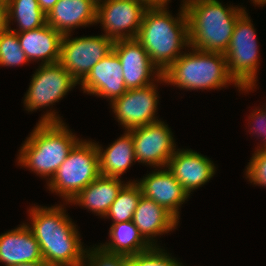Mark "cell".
<instances>
[{"mask_svg":"<svg viewBox=\"0 0 266 266\" xmlns=\"http://www.w3.org/2000/svg\"><path fill=\"white\" fill-rule=\"evenodd\" d=\"M95 144L98 149L100 175L121 178L133 161L136 162L134 143L128 130H125L124 135L116 139L106 150L98 143Z\"/></svg>","mask_w":266,"mask_h":266,"instance_id":"obj_22","label":"cell"},{"mask_svg":"<svg viewBox=\"0 0 266 266\" xmlns=\"http://www.w3.org/2000/svg\"><path fill=\"white\" fill-rule=\"evenodd\" d=\"M126 183L121 188L105 216L112 219V224L132 221L134 212L142 196L141 188L136 181H128Z\"/></svg>","mask_w":266,"mask_h":266,"instance_id":"obj_25","label":"cell"},{"mask_svg":"<svg viewBox=\"0 0 266 266\" xmlns=\"http://www.w3.org/2000/svg\"><path fill=\"white\" fill-rule=\"evenodd\" d=\"M8 29L21 33L44 26L46 14L40 9L37 0H7ZM15 19V20H14ZM16 21L19 30L11 29V21Z\"/></svg>","mask_w":266,"mask_h":266,"instance_id":"obj_24","label":"cell"},{"mask_svg":"<svg viewBox=\"0 0 266 266\" xmlns=\"http://www.w3.org/2000/svg\"><path fill=\"white\" fill-rule=\"evenodd\" d=\"M11 266H49L44 260L30 263H19Z\"/></svg>","mask_w":266,"mask_h":266,"instance_id":"obj_34","label":"cell"},{"mask_svg":"<svg viewBox=\"0 0 266 266\" xmlns=\"http://www.w3.org/2000/svg\"><path fill=\"white\" fill-rule=\"evenodd\" d=\"M69 36L71 33L63 36L59 63L80 83L93 66L113 50L114 41L104 34L79 38Z\"/></svg>","mask_w":266,"mask_h":266,"instance_id":"obj_8","label":"cell"},{"mask_svg":"<svg viewBox=\"0 0 266 266\" xmlns=\"http://www.w3.org/2000/svg\"><path fill=\"white\" fill-rule=\"evenodd\" d=\"M61 205L32 206L31 225L43 260L49 266H85V252L78 229Z\"/></svg>","mask_w":266,"mask_h":266,"instance_id":"obj_1","label":"cell"},{"mask_svg":"<svg viewBox=\"0 0 266 266\" xmlns=\"http://www.w3.org/2000/svg\"><path fill=\"white\" fill-rule=\"evenodd\" d=\"M183 5L188 20L189 48L225 54L235 23L246 8L232 5L226 8L219 0H188Z\"/></svg>","mask_w":266,"mask_h":266,"instance_id":"obj_4","label":"cell"},{"mask_svg":"<svg viewBox=\"0 0 266 266\" xmlns=\"http://www.w3.org/2000/svg\"><path fill=\"white\" fill-rule=\"evenodd\" d=\"M99 175V156L95 142L80 139L51 180L47 181V186L68 204Z\"/></svg>","mask_w":266,"mask_h":266,"instance_id":"obj_6","label":"cell"},{"mask_svg":"<svg viewBox=\"0 0 266 266\" xmlns=\"http://www.w3.org/2000/svg\"><path fill=\"white\" fill-rule=\"evenodd\" d=\"M148 7L142 0H108L97 6L96 24L113 41L136 39Z\"/></svg>","mask_w":266,"mask_h":266,"instance_id":"obj_10","label":"cell"},{"mask_svg":"<svg viewBox=\"0 0 266 266\" xmlns=\"http://www.w3.org/2000/svg\"><path fill=\"white\" fill-rule=\"evenodd\" d=\"M253 1L252 3H254L255 5H260V6H264L266 4V0H251Z\"/></svg>","mask_w":266,"mask_h":266,"instance_id":"obj_35","label":"cell"},{"mask_svg":"<svg viewBox=\"0 0 266 266\" xmlns=\"http://www.w3.org/2000/svg\"><path fill=\"white\" fill-rule=\"evenodd\" d=\"M181 5L176 18L167 10V5L149 6L136 37L160 73L183 54L182 48L189 47L188 20Z\"/></svg>","mask_w":266,"mask_h":266,"instance_id":"obj_3","label":"cell"},{"mask_svg":"<svg viewBox=\"0 0 266 266\" xmlns=\"http://www.w3.org/2000/svg\"><path fill=\"white\" fill-rule=\"evenodd\" d=\"M28 62L17 33L8 28L0 31V66H20Z\"/></svg>","mask_w":266,"mask_h":266,"instance_id":"obj_26","label":"cell"},{"mask_svg":"<svg viewBox=\"0 0 266 266\" xmlns=\"http://www.w3.org/2000/svg\"><path fill=\"white\" fill-rule=\"evenodd\" d=\"M88 249L85 252V266H124L126 264L127 256L108 252L100 245Z\"/></svg>","mask_w":266,"mask_h":266,"instance_id":"obj_28","label":"cell"},{"mask_svg":"<svg viewBox=\"0 0 266 266\" xmlns=\"http://www.w3.org/2000/svg\"><path fill=\"white\" fill-rule=\"evenodd\" d=\"M113 50L120 60L127 90L148 86L154 83V79L165 82L162 73L151 63L147 51L137 39L114 41Z\"/></svg>","mask_w":266,"mask_h":266,"instance_id":"obj_13","label":"cell"},{"mask_svg":"<svg viewBox=\"0 0 266 266\" xmlns=\"http://www.w3.org/2000/svg\"><path fill=\"white\" fill-rule=\"evenodd\" d=\"M246 178L253 185L266 187V150H256L246 167Z\"/></svg>","mask_w":266,"mask_h":266,"instance_id":"obj_29","label":"cell"},{"mask_svg":"<svg viewBox=\"0 0 266 266\" xmlns=\"http://www.w3.org/2000/svg\"><path fill=\"white\" fill-rule=\"evenodd\" d=\"M167 168L189 195L209 182L216 173V168L208 157L190 149H177Z\"/></svg>","mask_w":266,"mask_h":266,"instance_id":"obj_16","label":"cell"},{"mask_svg":"<svg viewBox=\"0 0 266 266\" xmlns=\"http://www.w3.org/2000/svg\"><path fill=\"white\" fill-rule=\"evenodd\" d=\"M258 54L256 30L245 11L235 23L229 47L224 54L230 76L243 91H252L256 87L260 63Z\"/></svg>","mask_w":266,"mask_h":266,"instance_id":"obj_7","label":"cell"},{"mask_svg":"<svg viewBox=\"0 0 266 266\" xmlns=\"http://www.w3.org/2000/svg\"><path fill=\"white\" fill-rule=\"evenodd\" d=\"M136 182L139 184L144 197L154 200L179 221V207L190 195L167 167L160 168L158 171L156 169Z\"/></svg>","mask_w":266,"mask_h":266,"instance_id":"obj_15","label":"cell"},{"mask_svg":"<svg viewBox=\"0 0 266 266\" xmlns=\"http://www.w3.org/2000/svg\"><path fill=\"white\" fill-rule=\"evenodd\" d=\"M40 9L47 15L58 0H37Z\"/></svg>","mask_w":266,"mask_h":266,"instance_id":"obj_32","label":"cell"},{"mask_svg":"<svg viewBox=\"0 0 266 266\" xmlns=\"http://www.w3.org/2000/svg\"><path fill=\"white\" fill-rule=\"evenodd\" d=\"M96 6H99L100 4H103L104 2L108 0H91Z\"/></svg>","mask_w":266,"mask_h":266,"instance_id":"obj_36","label":"cell"},{"mask_svg":"<svg viewBox=\"0 0 266 266\" xmlns=\"http://www.w3.org/2000/svg\"><path fill=\"white\" fill-rule=\"evenodd\" d=\"M8 28L7 0H0V31Z\"/></svg>","mask_w":266,"mask_h":266,"instance_id":"obj_31","label":"cell"},{"mask_svg":"<svg viewBox=\"0 0 266 266\" xmlns=\"http://www.w3.org/2000/svg\"><path fill=\"white\" fill-rule=\"evenodd\" d=\"M43 261L39 243L27 224L0 235V262L5 266Z\"/></svg>","mask_w":266,"mask_h":266,"instance_id":"obj_17","label":"cell"},{"mask_svg":"<svg viewBox=\"0 0 266 266\" xmlns=\"http://www.w3.org/2000/svg\"><path fill=\"white\" fill-rule=\"evenodd\" d=\"M126 263L129 266H184L159 246L128 256Z\"/></svg>","mask_w":266,"mask_h":266,"instance_id":"obj_27","label":"cell"},{"mask_svg":"<svg viewBox=\"0 0 266 266\" xmlns=\"http://www.w3.org/2000/svg\"><path fill=\"white\" fill-rule=\"evenodd\" d=\"M97 6L91 0H58L46 15V23L62 33L96 23Z\"/></svg>","mask_w":266,"mask_h":266,"instance_id":"obj_18","label":"cell"},{"mask_svg":"<svg viewBox=\"0 0 266 266\" xmlns=\"http://www.w3.org/2000/svg\"><path fill=\"white\" fill-rule=\"evenodd\" d=\"M132 222L151 246H157L154 237L176 229L179 223L164 207L143 195L138 202Z\"/></svg>","mask_w":266,"mask_h":266,"instance_id":"obj_19","label":"cell"},{"mask_svg":"<svg viewBox=\"0 0 266 266\" xmlns=\"http://www.w3.org/2000/svg\"><path fill=\"white\" fill-rule=\"evenodd\" d=\"M156 84L127 90L110 105L117 121L125 130L158 122L155 117L158 105Z\"/></svg>","mask_w":266,"mask_h":266,"instance_id":"obj_12","label":"cell"},{"mask_svg":"<svg viewBox=\"0 0 266 266\" xmlns=\"http://www.w3.org/2000/svg\"><path fill=\"white\" fill-rule=\"evenodd\" d=\"M79 84L84 93L107 98L110 103L122 96L127 89L122 66L114 50L97 62Z\"/></svg>","mask_w":266,"mask_h":266,"instance_id":"obj_14","label":"cell"},{"mask_svg":"<svg viewBox=\"0 0 266 266\" xmlns=\"http://www.w3.org/2000/svg\"><path fill=\"white\" fill-rule=\"evenodd\" d=\"M34 73L23 102L30 112L52 106L79 84L59 62L40 64Z\"/></svg>","mask_w":266,"mask_h":266,"instance_id":"obj_9","label":"cell"},{"mask_svg":"<svg viewBox=\"0 0 266 266\" xmlns=\"http://www.w3.org/2000/svg\"><path fill=\"white\" fill-rule=\"evenodd\" d=\"M182 54L163 73L165 82L176 87L197 89H220L234 84L239 91L243 89L234 81L228 72L226 57L223 53L205 52L190 48Z\"/></svg>","mask_w":266,"mask_h":266,"instance_id":"obj_5","label":"cell"},{"mask_svg":"<svg viewBox=\"0 0 266 266\" xmlns=\"http://www.w3.org/2000/svg\"><path fill=\"white\" fill-rule=\"evenodd\" d=\"M46 112L22 144L18 164L51 180L69 152L79 141L55 110Z\"/></svg>","mask_w":266,"mask_h":266,"instance_id":"obj_2","label":"cell"},{"mask_svg":"<svg viewBox=\"0 0 266 266\" xmlns=\"http://www.w3.org/2000/svg\"><path fill=\"white\" fill-rule=\"evenodd\" d=\"M146 2L149 6H158V5H168L170 0H142Z\"/></svg>","mask_w":266,"mask_h":266,"instance_id":"obj_33","label":"cell"},{"mask_svg":"<svg viewBox=\"0 0 266 266\" xmlns=\"http://www.w3.org/2000/svg\"><path fill=\"white\" fill-rule=\"evenodd\" d=\"M19 44L28 60L41 64L59 62L63 34L45 24L42 27L17 33Z\"/></svg>","mask_w":266,"mask_h":266,"instance_id":"obj_20","label":"cell"},{"mask_svg":"<svg viewBox=\"0 0 266 266\" xmlns=\"http://www.w3.org/2000/svg\"><path fill=\"white\" fill-rule=\"evenodd\" d=\"M133 139L135 158L138 163L157 167L167 164L177 150L173 133L168 124L158 122L128 130Z\"/></svg>","mask_w":266,"mask_h":266,"instance_id":"obj_11","label":"cell"},{"mask_svg":"<svg viewBox=\"0 0 266 266\" xmlns=\"http://www.w3.org/2000/svg\"><path fill=\"white\" fill-rule=\"evenodd\" d=\"M120 178L99 175L82 189L69 203L81 205L105 218L111 204L125 185Z\"/></svg>","mask_w":266,"mask_h":266,"instance_id":"obj_21","label":"cell"},{"mask_svg":"<svg viewBox=\"0 0 266 266\" xmlns=\"http://www.w3.org/2000/svg\"><path fill=\"white\" fill-rule=\"evenodd\" d=\"M109 236L111 240L100 246L111 253L122 254L128 257L147 251L152 247L142 237L132 221L112 224Z\"/></svg>","mask_w":266,"mask_h":266,"instance_id":"obj_23","label":"cell"},{"mask_svg":"<svg viewBox=\"0 0 266 266\" xmlns=\"http://www.w3.org/2000/svg\"><path fill=\"white\" fill-rule=\"evenodd\" d=\"M253 111L254 112L248 117L249 120H252L250 121V125L251 123L253 124L250 129L253 131L252 134H257V137L261 136L263 140L262 142H264L261 147L257 146V150H266V110L259 108Z\"/></svg>","mask_w":266,"mask_h":266,"instance_id":"obj_30","label":"cell"}]
</instances>
